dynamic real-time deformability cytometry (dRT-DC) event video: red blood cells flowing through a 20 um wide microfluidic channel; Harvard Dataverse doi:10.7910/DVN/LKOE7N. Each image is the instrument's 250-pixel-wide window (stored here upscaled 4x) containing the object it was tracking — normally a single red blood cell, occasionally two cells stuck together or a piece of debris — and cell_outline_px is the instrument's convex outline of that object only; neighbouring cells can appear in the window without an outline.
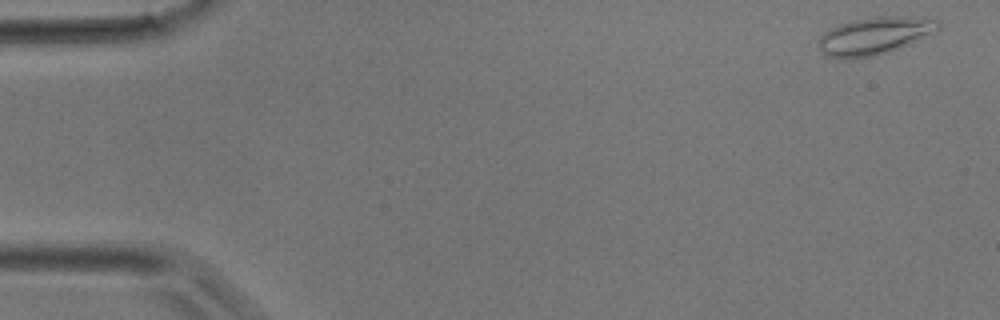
{"species": "common noctule bat (a hibernating species)", "species_latin": "Nyctalus noctula", "temperature_condition": "room temperature", "stored_images_in_passage": 39, "camera_frame_rate_fps": 3000, "um_per_image_px": 0.085, "animal": {"sex": "male", "body_mass_g": 17.9}, "frame": {"image": 1, "passage_image": 2, "time_ms": 0.333, "image_size_px": [1000, 320], "cell_outline_px": [[940, 28], [936, 32], [908, 44], [888, 52], [872, 56], [824, 56], [816, 44], [820, 36], [824, 32], [840, 24], [852, 20], [872, 16], [920, 16], [940, 20]], "centroid_in_image_um": [74.39, 2.99], "position_along_channel_um": 10.6, "area_um2": 26.01}}
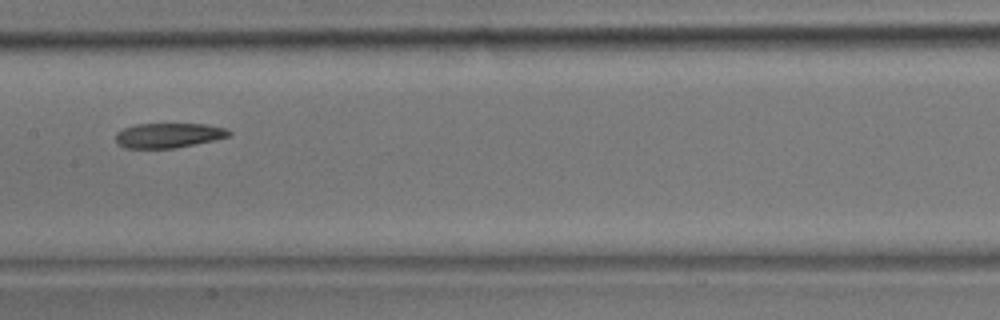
{"frame": {"image": 2, "passage_image": 20, "time_ms": 6.333, "image_size_px": [1000, 320], "cell_outline_px": [[232, 136], [216, 140], [172, 148], [124, 148], [116, 140], [116, 132], [124, 128], [136, 124], [204, 124], [224, 128], [232, 132]], "centroid_in_image_um": [14.35, 11.5], "position_along_channel_um": 193.1, "area_um2": 16.3}}
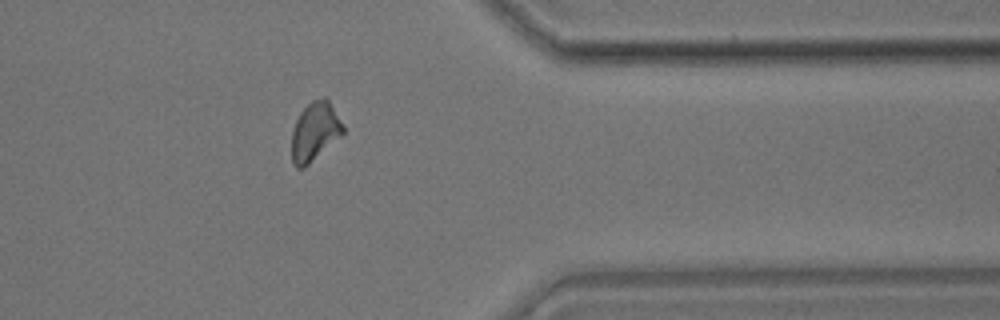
{"frame": {"image": 3, "passage_image": 32, "time_ms": 10.333, "image_size_px": [1000, 320], "cell_outline_px": [[344, 132], [340, 136], [304, 168], [296, 168], [292, 164], [292, 132], [296, 120], [300, 112], [312, 100], [324, 96], [328, 100], [344, 124]], "centroid_in_image_um": [26.75, 11.17], "position_along_channel_um": 384.6, "area_um2": 17.46}}